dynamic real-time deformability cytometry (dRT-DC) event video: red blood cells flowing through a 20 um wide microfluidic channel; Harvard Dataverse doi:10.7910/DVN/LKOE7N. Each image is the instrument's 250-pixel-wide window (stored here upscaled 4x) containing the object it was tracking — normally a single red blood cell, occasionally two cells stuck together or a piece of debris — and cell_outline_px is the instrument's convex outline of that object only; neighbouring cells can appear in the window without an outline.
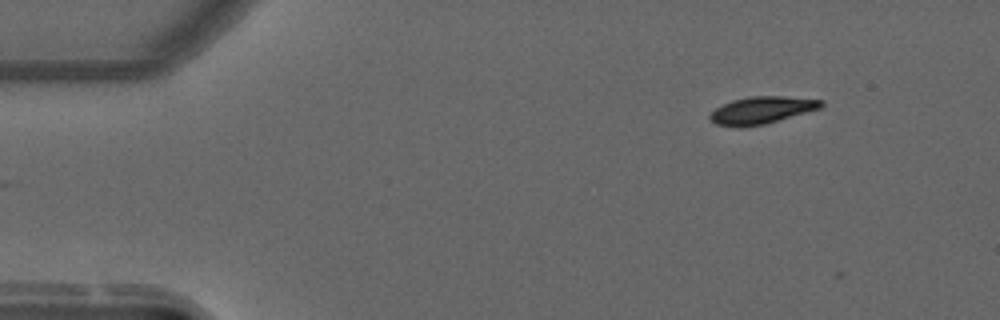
{"species": "common noctule bat (a hibernating species)", "species_latin": "Nyctalus noctula", "temperature_condition": "warm", "stored_images_in_passage": 5, "camera_frame_rate_fps": 3000, "um_per_image_px": 0.085, "animal": {"sex": "male", "forearm_length_mm": 52.5}, "frame": {"image": 1, "passage_image": 1, "time_ms": 0.0, "image_size_px": [1000, 320], "cell_outline_px": [[824, 104], [820, 108], [764, 124], [740, 128], [716, 124], [708, 116], [716, 108], [732, 100], [748, 96], [784, 96], [824, 100]], "centroid_in_image_um": [64.73, 9.36], "position_along_channel_um": 20.3, "area_um2": 17.51}}